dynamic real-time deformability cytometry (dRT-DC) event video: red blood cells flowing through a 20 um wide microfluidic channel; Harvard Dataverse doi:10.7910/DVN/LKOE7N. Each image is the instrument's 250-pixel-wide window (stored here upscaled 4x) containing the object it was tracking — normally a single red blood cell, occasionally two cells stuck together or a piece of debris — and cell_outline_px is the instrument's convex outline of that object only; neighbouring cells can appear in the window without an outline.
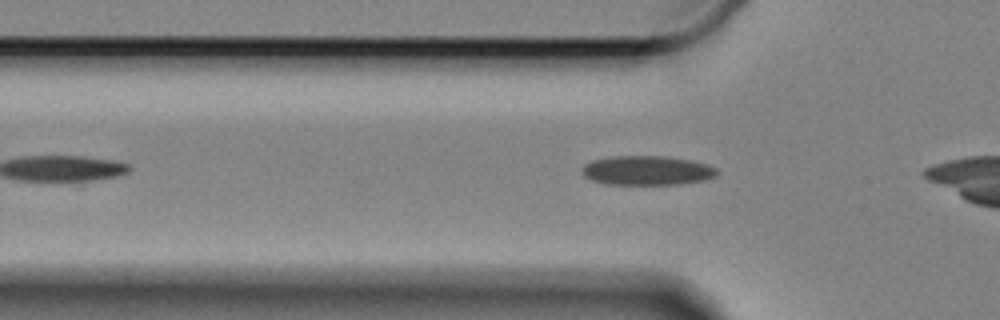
{"species": "Egyptian fruit bat (a non-hibernating species)", "species_latin": "Rousettus aegyptiacus", "temperature_condition": "cold", "stored_images_in_passage": 9, "camera_frame_rate_fps": 3000, "um_per_image_px": 0.085, "animal": {"sex": "female"}, "frame": {"image": 1, "passage_image": 2, "time_ms": 0.333, "image_size_px": [1000, 320], "cell_outline_px": [[716, 176], [704, 180], [680, 184], [608, 184], [592, 180], [584, 176], [580, 172], [580, 168], [584, 164], [592, 160], [612, 156], [664, 156], [688, 160], [708, 164], [716, 168]], "centroid_in_image_um": [54.95, 14.49], "position_along_channel_um": 70.9, "area_um2": 23.06}}
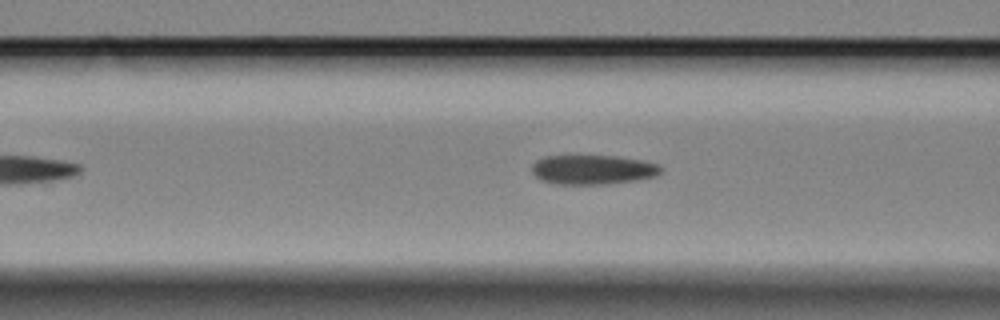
{"frame": {"image": 2, "passage_image": 6, "time_ms": 1.667, "image_size_px": [1000, 320], "cell_outline_px": [[664, 168], [656, 176], [636, 180], [600, 184], [556, 184], [540, 180], [532, 172], [532, 164], [536, 160], [544, 156], [616, 156], [640, 160], [656, 164]], "centroid_in_image_um": [50.35, 14.42], "position_along_channel_um": 116.2, "area_um2": 22.02}}